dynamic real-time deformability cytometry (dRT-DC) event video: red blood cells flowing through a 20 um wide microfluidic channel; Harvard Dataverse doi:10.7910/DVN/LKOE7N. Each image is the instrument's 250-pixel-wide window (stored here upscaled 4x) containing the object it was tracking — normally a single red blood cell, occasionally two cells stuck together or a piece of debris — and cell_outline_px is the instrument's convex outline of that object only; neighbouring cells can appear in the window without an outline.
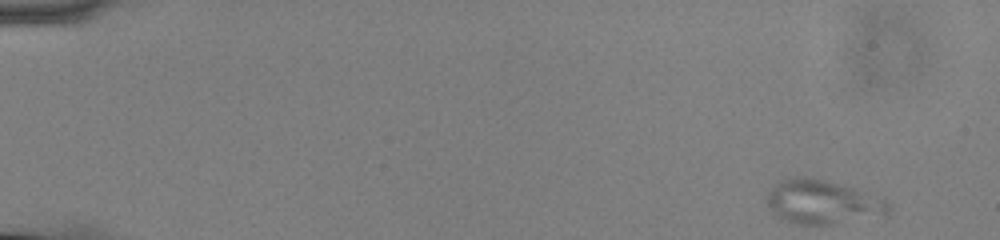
{"species": "common noctule bat (a hibernating species)", "species_latin": "Nyctalus noctula", "temperature_condition": "cold", "stored_images_in_passage": 2, "camera_frame_rate_fps": 3000, "um_per_image_px": 0.085, "animal": {"sex": "male", "body_mass_g": 13.0, "forearm_length_mm": 53.1}, "frame": {"image": 1, "passage_image": 1, "time_ms": 0.0, "image_size_px": [1000, 240], "cell_outline_px": [[892, 208], [888, 216], [832, 224], [800, 224], [784, 220], [768, 208], [768, 192], [772, 184], [780, 180], [824, 180], [884, 196]], "centroid_in_image_um": [70.05, 17.22], "position_along_channel_um": 15.0, "area_um2": 30.98}}